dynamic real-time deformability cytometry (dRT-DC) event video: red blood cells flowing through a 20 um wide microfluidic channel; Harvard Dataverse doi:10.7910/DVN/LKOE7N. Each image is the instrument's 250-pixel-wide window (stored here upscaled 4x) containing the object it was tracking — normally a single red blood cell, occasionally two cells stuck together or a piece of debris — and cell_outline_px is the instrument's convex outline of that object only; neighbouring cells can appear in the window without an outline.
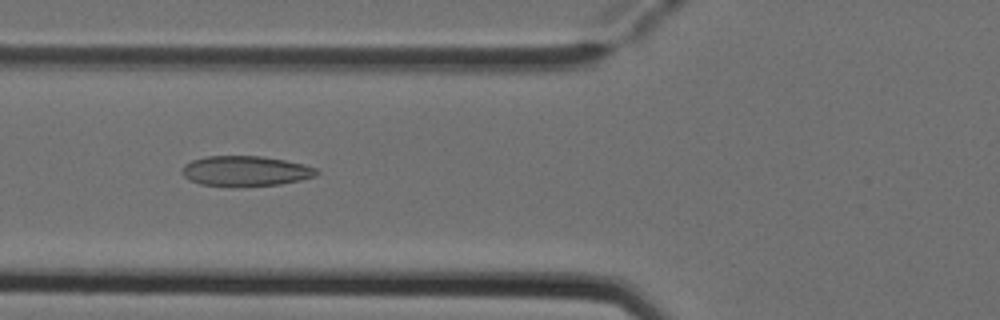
{"species": "Egyptian fruit bat (a non-hibernating species)", "species_latin": "Rousettus aegyptiacus", "temperature_condition": "cold", "stored_images_in_passage": 4, "camera_frame_rate_fps": 3000, "um_per_image_px": 0.085, "animal": {"sex": "female"}, "frame": {"image": 1, "passage_image": 2, "time_ms": 0.333, "image_size_px": [1000, 320], "cell_outline_px": [[320, 172], [316, 176], [300, 180], [280, 184], [200, 184], [188, 180], [180, 172], [184, 164], [192, 160], [208, 156], [264, 156], [304, 164], [316, 168]], "centroid_in_image_um": [20.88, 14.5], "position_along_channel_um": 104.9, "area_um2": 23.06}}
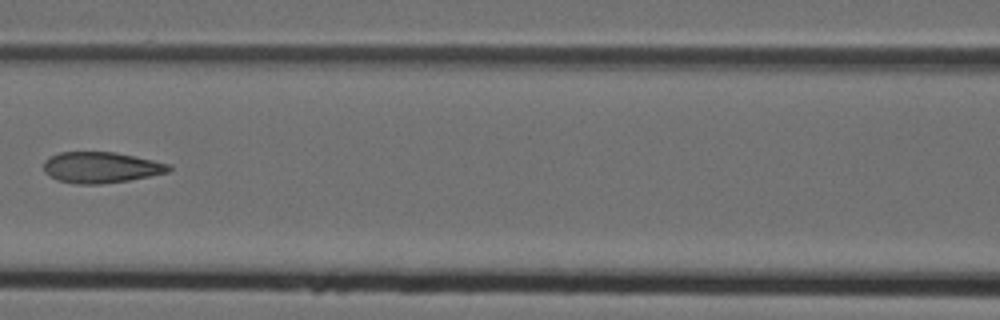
{"frame": {"image": 2, "passage_image": 3, "time_ms": 0.667, "image_size_px": [1000, 320], "cell_outline_px": [[172, 168], [168, 172], [128, 180], [100, 184], [76, 184], [56, 180], [44, 172], [44, 160], [48, 156], [60, 152], [116, 152], [152, 160], [168, 164]], "centroid_in_image_um": [8.52, 14.23], "position_along_channel_um": 158.1, "area_um2": 22.54}}
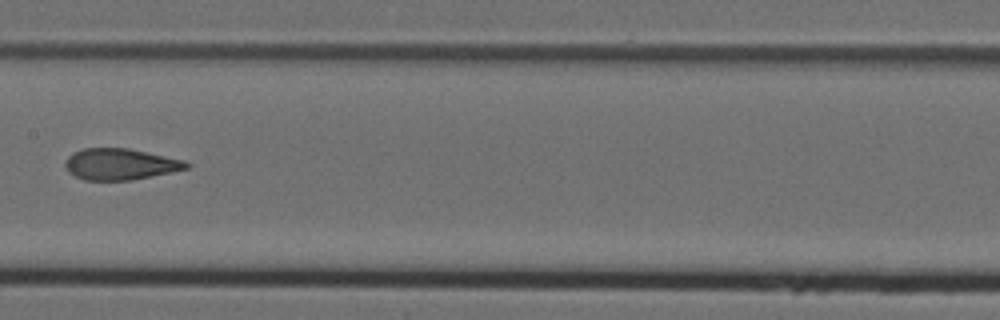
{"frame": {"image": 3, "passage_image": 4, "time_ms": 1.0, "image_size_px": [1000, 320], "cell_outline_px": [[192, 164], [188, 168], [172, 172], [132, 180], [84, 180], [68, 172], [64, 168], [64, 160], [72, 152], [84, 148], [128, 148], [184, 160]], "centroid_in_image_um": [10.19, 13.95], "position_along_channel_um": 197.2, "area_um2": 22.25}}